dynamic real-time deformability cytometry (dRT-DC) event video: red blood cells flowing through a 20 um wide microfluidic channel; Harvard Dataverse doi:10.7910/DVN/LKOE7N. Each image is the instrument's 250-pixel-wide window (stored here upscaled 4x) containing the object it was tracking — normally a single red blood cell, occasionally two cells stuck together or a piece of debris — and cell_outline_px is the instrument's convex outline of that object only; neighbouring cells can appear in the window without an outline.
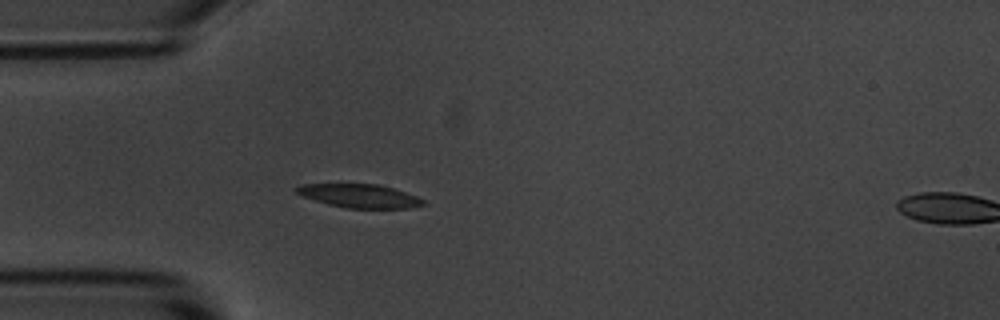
{"species": "common noctule bat (a hibernating species)", "species_latin": "Nyctalus noctula", "temperature_condition": "room temperature", "stored_images_in_passage": 15, "camera_frame_rate_fps": 3000, "um_per_image_px": 0.085, "animal": {"sex": "male", "body_mass_g": 20.1, "forearm_length_mm": 53.5}, "frame": {"image": 1, "passage_image": 7, "time_ms": 2.0, "image_size_px": [1000, 320], "cell_outline_px": [[424, 204], [408, 208], [348, 208], [328, 204], [304, 196], [296, 192], [296, 188], [300, 184], [380, 184], [416, 196], [424, 200]], "centroid_in_image_um": [30.56, 16.64], "position_along_channel_um": 54.4, "area_um2": 17.05}}
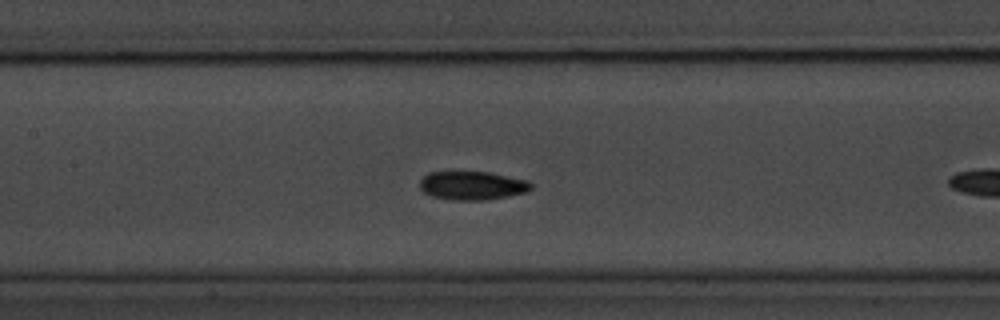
{"frame": {"image": 2, "passage_image": 13, "time_ms": 4.0, "image_size_px": [1000, 320], "cell_outline_px": [[532, 188], [528, 192], [508, 196], [484, 200], [456, 200], [432, 196], [424, 192], [420, 188], [420, 180], [428, 172], [488, 172], [528, 180], [532, 184]], "centroid_in_image_um": [40.16, 15.77], "position_along_channel_um": 167.2, "area_um2": 18.5}}